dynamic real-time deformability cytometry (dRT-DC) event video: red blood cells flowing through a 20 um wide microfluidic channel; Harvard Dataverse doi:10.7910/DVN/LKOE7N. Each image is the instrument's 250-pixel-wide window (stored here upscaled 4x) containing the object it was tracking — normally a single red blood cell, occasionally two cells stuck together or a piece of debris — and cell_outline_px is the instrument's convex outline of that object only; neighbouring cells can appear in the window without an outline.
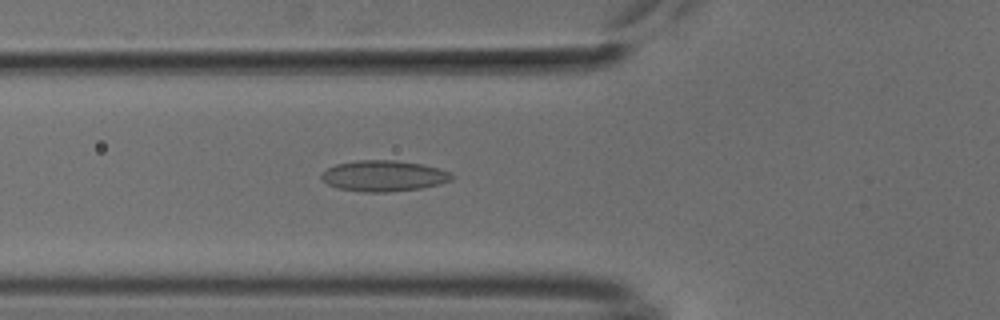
{"species": "common noctule bat (a hibernating species)", "species_latin": "Nyctalus noctula", "temperature_condition": "cold", "stored_images_in_passage": 53, "camera_frame_rate_fps": 3000, "um_per_image_px": 0.085, "animal": {"sex": "male", "body_mass_g": 18.8}, "frame": {"image": 1, "passage_image": 19, "time_ms": 6.0, "image_size_px": [1000, 320], "cell_outline_px": [[456, 176], [452, 180], [440, 184], [420, 188], [388, 192], [364, 192], [336, 188], [320, 180], [320, 172], [336, 164], [356, 160], [396, 160], [424, 164], [448, 172]], "centroid_in_image_um": [32.58, 14.95], "position_along_channel_um": 93.2, "area_um2": 23.7}}
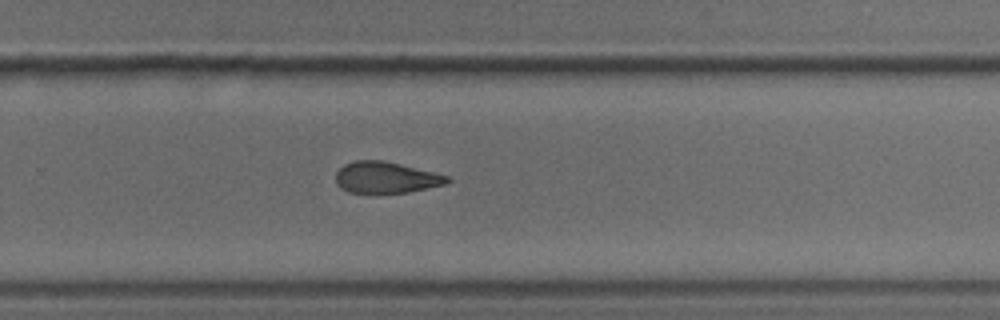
{"frame": {"image": 2, "passage_image": 35, "time_ms": 11.333, "image_size_px": [1000, 320], "cell_outline_px": [[452, 180], [444, 184], [408, 192], [348, 192], [340, 188], [336, 184], [336, 172], [344, 164], [356, 160], [384, 160], [448, 176]], "centroid_in_image_um": [32.76, 15.07], "position_along_channel_um": 297.0, "area_um2": 20.06}}
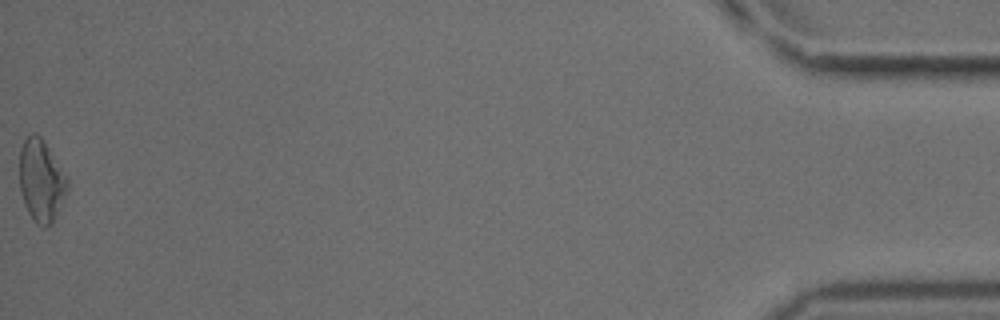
{"frame": {"image": 3, "passage_image": 53, "time_ms": 17.333, "image_size_px": [1000, 320], "cell_outline_px": [[68, 188], [52, 224], [48, 228], [40, 228], [36, 224], [28, 212], [20, 188], [20, 148], [24, 140], [32, 132], [36, 132], [44, 140], [68, 176]], "centroid_in_image_um": [3.52, 15.35], "position_along_channel_um": 431.7, "area_um2": 23.12}, "authors_computed_cell_mechanics": {"area_um2": 22.3108, "velocity_mm_per_s": 3.8102, "shape_relaxation_time_tau1_ms": null, "shape_relaxation_time_tau2_ms": 3.6428, "deformation_change_tau1": null, "deformation_change_tau2": 0.1169}}